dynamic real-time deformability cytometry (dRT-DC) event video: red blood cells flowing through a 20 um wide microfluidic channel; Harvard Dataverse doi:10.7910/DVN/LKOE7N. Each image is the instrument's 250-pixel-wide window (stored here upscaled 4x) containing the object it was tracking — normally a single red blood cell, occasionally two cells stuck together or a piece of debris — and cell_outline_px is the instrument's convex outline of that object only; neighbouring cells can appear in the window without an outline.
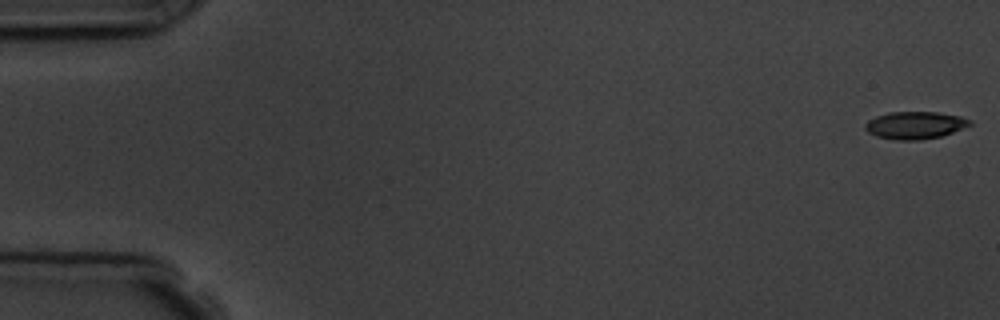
{"species": "common noctule bat (a hibernating species)", "species_latin": "Nyctalus noctula", "temperature_condition": "room temperature", "stored_images_in_passage": 6, "camera_frame_rate_fps": 3000, "um_per_image_px": 0.085, "animal": {"sex": "male", "body_mass_g": 19.5, "forearm_length_mm": 54.6}, "frame": {"image": 1, "passage_image": 1, "time_ms": 0.0, "image_size_px": [1000, 320], "cell_outline_px": [[972, 124], [952, 132], [940, 136], [920, 140], [896, 140], [876, 136], [868, 132], [864, 128], [864, 124], [868, 120], [876, 116], [888, 112], [936, 112], [960, 116], [972, 120]], "centroid_in_image_um": [77.75, 10.64], "position_along_channel_um": 7.3, "area_um2": 16.7}}
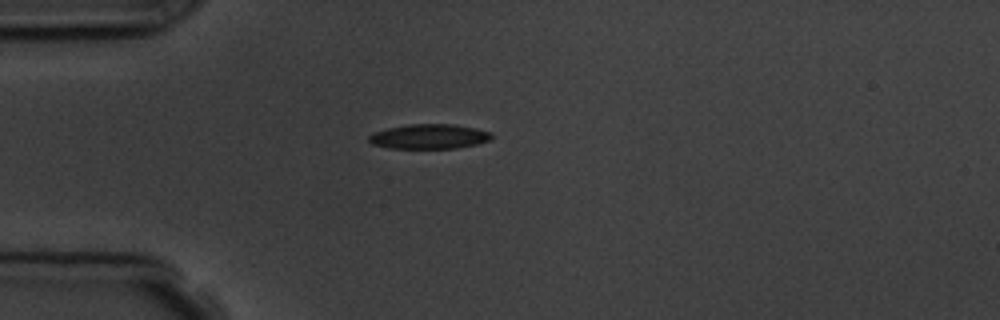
{"frame": {"image": 2, "passage_image": 5, "time_ms": 4.667, "image_size_px": [1000, 320], "cell_outline_px": [[492, 136], [488, 140], [476, 144], [456, 148], [388, 148], [372, 144], [368, 140], [368, 136], [372, 132], [388, 128], [408, 124], [452, 124], [476, 128], [492, 132]], "centroid_in_image_um": [36.44, 11.6], "position_along_channel_um": 48.6, "area_um2": 17.69}}